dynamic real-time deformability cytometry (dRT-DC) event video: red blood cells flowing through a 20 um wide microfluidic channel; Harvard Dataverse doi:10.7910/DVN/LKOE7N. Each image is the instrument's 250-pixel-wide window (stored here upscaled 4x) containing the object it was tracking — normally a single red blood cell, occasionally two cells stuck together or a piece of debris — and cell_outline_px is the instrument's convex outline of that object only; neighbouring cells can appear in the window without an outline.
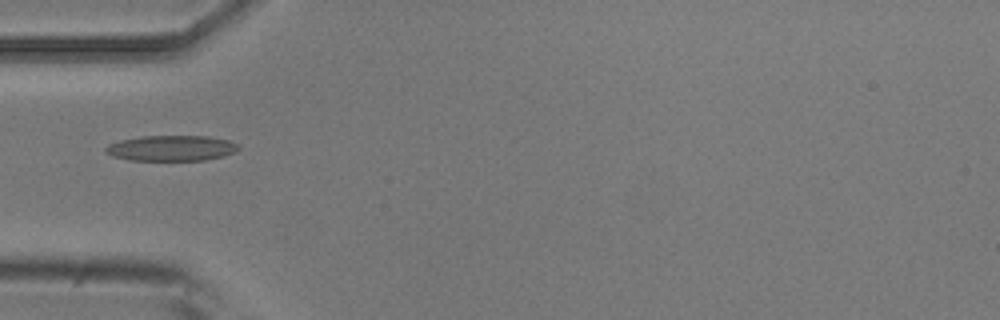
{"species": "common noctule bat (a hibernating species)", "species_latin": "Nyctalus noctula", "temperature_condition": "room temperature", "stored_images_in_passage": 36, "camera_frame_rate_fps": 3000, "um_per_image_px": 0.085, "animal": {"sex": "male", "body_mass_g": 20.5, "forearm_length_mm": 52.5}, "frame": {"image": 1, "passage_image": 1, "time_ms": 0.0, "image_size_px": [1000, 320], "cell_outline_px": [[240, 148], [236, 152], [224, 156], [204, 160], [128, 160], [112, 156], [104, 152], [104, 148], [108, 144], [120, 140], [140, 136], [208, 136], [228, 140], [236, 144]], "centroid_in_image_um": [14.54, 12.59], "position_along_channel_um": 70.5, "area_um2": 19.88}}
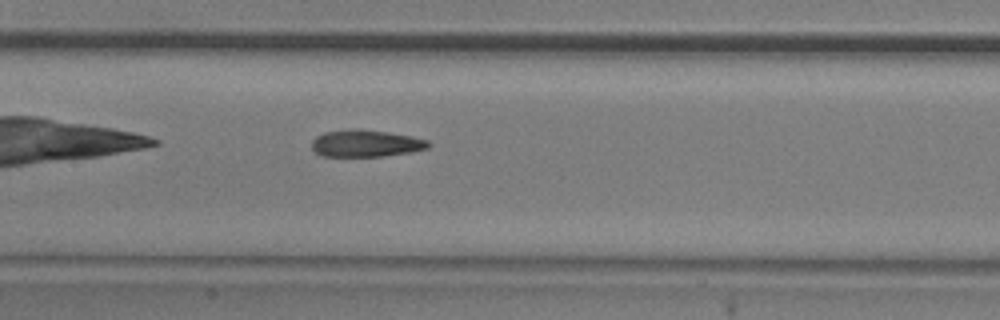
{"frame": {"image": 2, "passage_image": 9, "time_ms": 2.667, "image_size_px": [1000, 320], "cell_outline_px": [[432, 144], [428, 148], [412, 152], [384, 156], [320, 156], [312, 148], [312, 140], [316, 136], [324, 132], [352, 128], [360, 128], [388, 132], [412, 136], [428, 140]], "centroid_in_image_um": [31.11, 12.18], "position_along_channel_um": 176.3, "area_um2": 18.61}}
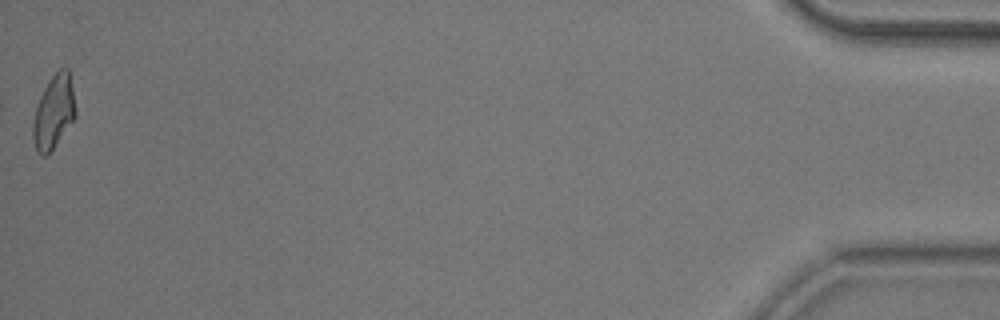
{"frame": {"image": 3, "passage_image": 36, "time_ms": 11.667, "image_size_px": [1000, 320], "cell_outline_px": [[76, 116], [48, 156], [40, 156], [36, 152], [32, 136], [32, 124], [36, 108], [40, 96], [48, 80], [60, 68], [68, 68], [76, 108]], "centroid_in_image_um": [4.55, 9.56], "position_along_channel_um": 430.6, "area_um2": 18.32}}